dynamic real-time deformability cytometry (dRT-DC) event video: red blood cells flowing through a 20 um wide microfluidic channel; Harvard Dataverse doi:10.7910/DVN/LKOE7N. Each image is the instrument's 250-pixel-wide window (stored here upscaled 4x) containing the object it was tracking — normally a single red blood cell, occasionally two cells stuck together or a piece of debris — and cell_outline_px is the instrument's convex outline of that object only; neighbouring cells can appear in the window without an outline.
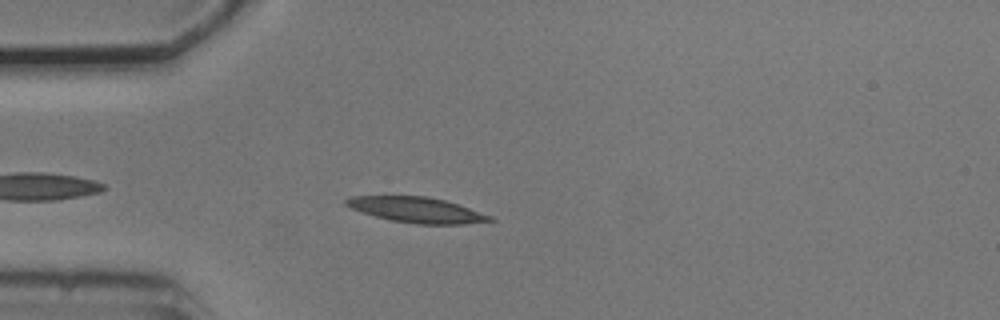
{"species": "common noctule bat (a hibernating species)", "species_latin": "Nyctalus noctula", "temperature_condition": "cold", "stored_images_in_passage": 6, "camera_frame_rate_fps": 3000, "um_per_image_px": 0.085, "animal": {"sex": "male", "body_mass_g": 20.5, "forearm_length_mm": 52.5}, "frame": {"image": 1, "passage_image": 5, "time_ms": 4.667, "image_size_px": [1000, 320], "cell_outline_px": [[496, 220], [464, 224], [416, 224], [392, 220], [376, 216], [352, 208], [344, 204], [344, 200], [352, 196], [428, 196], [444, 200], [492, 216]], "centroid_in_image_um": [35.42, 17.84], "position_along_channel_um": 49.6, "area_um2": 20.98}}